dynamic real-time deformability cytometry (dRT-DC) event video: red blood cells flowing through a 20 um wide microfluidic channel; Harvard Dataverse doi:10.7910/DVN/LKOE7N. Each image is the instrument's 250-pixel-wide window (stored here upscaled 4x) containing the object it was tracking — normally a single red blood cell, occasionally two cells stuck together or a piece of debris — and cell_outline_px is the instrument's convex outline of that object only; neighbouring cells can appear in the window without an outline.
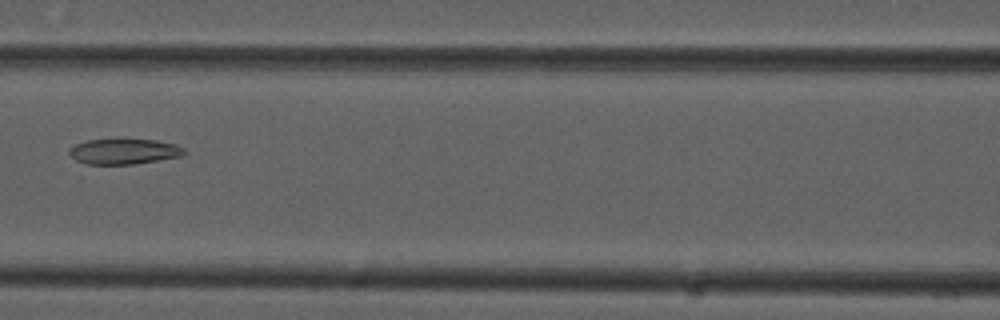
{"species": "common noctule bat (a hibernating species)", "species_latin": "Nyctalus noctula", "temperature_condition": "cold", "stored_images_in_passage": 7, "camera_frame_rate_fps": 3000, "um_per_image_px": 0.085, "animal": {"sex": "male", "forearm_length_mm": 52.5}, "frame": {"image": 1, "passage_image": 7, "time_ms": 2.0, "image_size_px": [1000, 320], "cell_outline_px": [[184, 152], [180, 156], [132, 164], [84, 164], [76, 160], [68, 152], [72, 144], [88, 140], [156, 140], [176, 144], [184, 148]], "centroid_in_image_um": [10.48, 12.87], "position_along_channel_um": 156.1, "area_um2": 16.76}}